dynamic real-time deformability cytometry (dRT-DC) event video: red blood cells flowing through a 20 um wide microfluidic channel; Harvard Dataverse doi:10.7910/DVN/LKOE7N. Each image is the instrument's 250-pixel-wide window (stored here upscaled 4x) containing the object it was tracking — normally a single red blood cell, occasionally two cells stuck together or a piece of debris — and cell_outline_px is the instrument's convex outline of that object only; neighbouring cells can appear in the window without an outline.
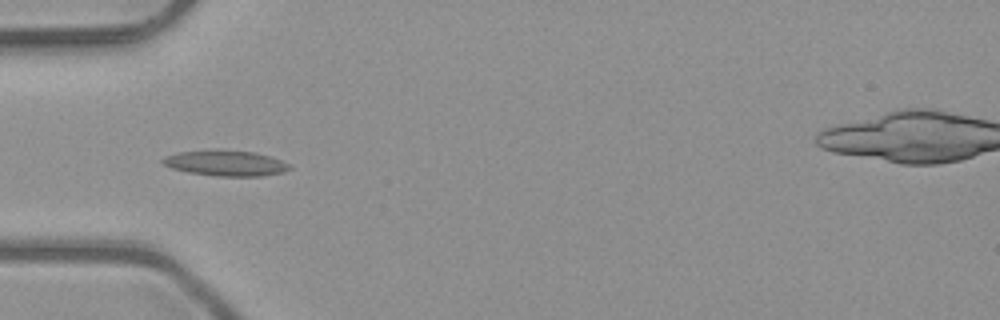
{"species": "common noctule bat (a hibernating species)", "species_latin": "Nyctalus noctula", "temperature_condition": "room temperature", "stored_images_in_passage": 7, "camera_frame_rate_fps": 3000, "um_per_image_px": 0.085, "animal": {"sex": "male", "body_mass_g": 23.1, "forearm_length_mm": 52.7}, "frame": {"image": 1, "passage_image": 4, "time_ms": 1.0, "image_size_px": [1000, 320], "cell_outline_px": [[292, 168], [284, 172], [264, 176], [216, 176], [188, 172], [172, 168], [164, 164], [160, 160], [164, 156], [176, 152], [212, 148], [220, 148], [256, 152], [280, 160], [288, 164]], "centroid_in_image_um": [19.14, 13.84], "position_along_channel_um": 65.9, "area_um2": 19.42}}
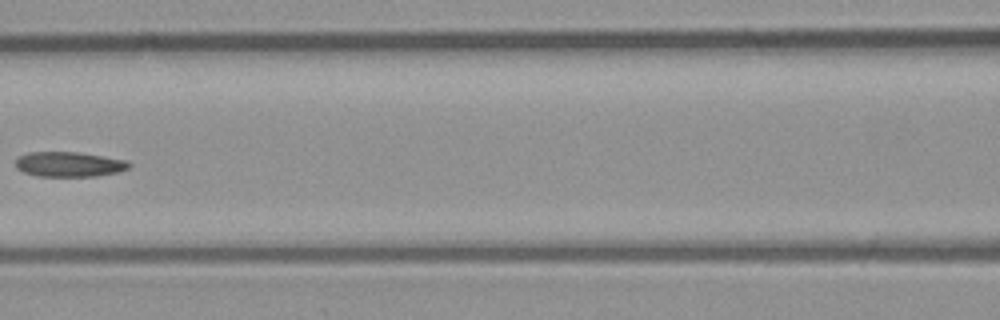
{"frame": {"image": 2, "passage_image": 6, "time_ms": 1.667, "image_size_px": [1000, 320], "cell_outline_px": [[132, 164], [128, 168], [116, 172], [96, 176], [36, 176], [24, 172], [16, 168], [16, 160], [20, 156], [28, 152], [76, 152], [128, 160]], "centroid_in_image_um": [5.87, 13.96], "position_along_channel_um": 160.7, "area_um2": 16.42}}
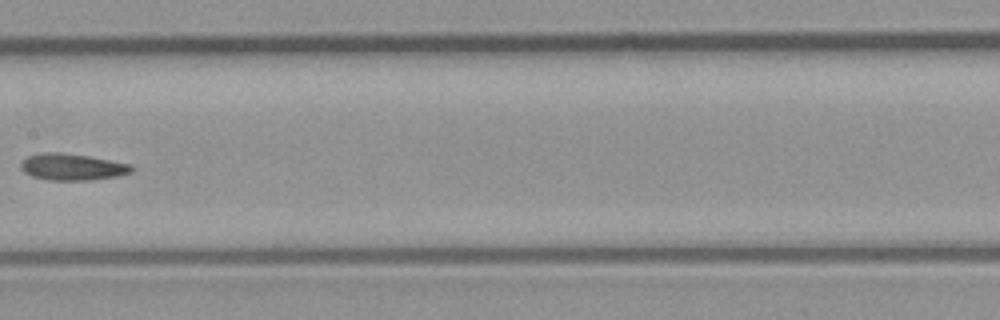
{"frame": {"image": 3, "passage_image": 7, "time_ms": 2.0, "image_size_px": [1000, 320], "cell_outline_px": [[136, 168], [132, 172], [116, 176], [92, 180], [48, 180], [32, 176], [24, 172], [20, 168], [20, 164], [28, 156], [44, 152], [60, 152], [88, 156], [132, 164]], "centroid_in_image_um": [6.17, 14.19], "position_along_channel_um": 201.2, "area_um2": 17.22}}